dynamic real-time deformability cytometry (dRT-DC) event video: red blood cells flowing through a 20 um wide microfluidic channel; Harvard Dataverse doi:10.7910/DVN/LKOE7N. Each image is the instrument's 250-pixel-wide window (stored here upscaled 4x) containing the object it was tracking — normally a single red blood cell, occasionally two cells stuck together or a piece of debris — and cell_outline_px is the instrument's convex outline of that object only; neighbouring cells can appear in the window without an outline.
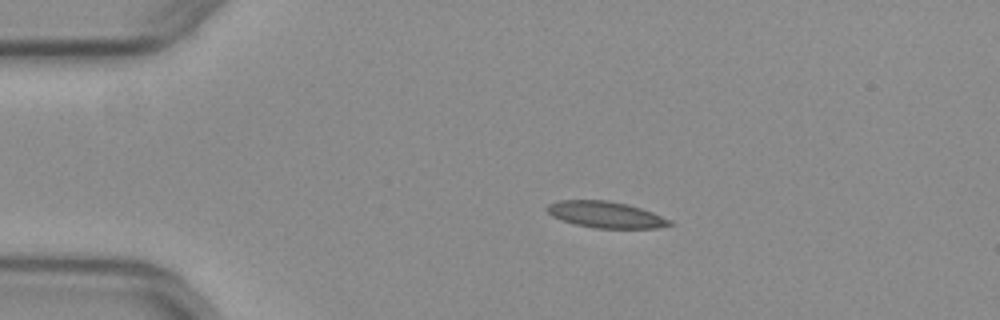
{"species": "common noctule bat (a hibernating species)", "species_latin": "Nyctalus noctula", "temperature_condition": "warm", "stored_images_in_passage": 7, "camera_frame_rate_fps": 3000, "um_per_image_px": 0.085, "animal": {"sex": "female", "body_mass_g": 29.2, "forearm_length_mm": 56.3}, "frame": {"image": 1, "passage_image": 1, "time_ms": 0.0, "image_size_px": [1000, 320], "cell_outline_px": [[672, 224], [656, 228], [596, 228], [576, 224], [552, 216], [544, 208], [548, 204], [560, 200], [608, 200], [628, 204], [652, 212], [672, 220]], "centroid_in_image_um": [51.48, 18.23], "position_along_channel_um": 33.5, "area_um2": 18.73}}